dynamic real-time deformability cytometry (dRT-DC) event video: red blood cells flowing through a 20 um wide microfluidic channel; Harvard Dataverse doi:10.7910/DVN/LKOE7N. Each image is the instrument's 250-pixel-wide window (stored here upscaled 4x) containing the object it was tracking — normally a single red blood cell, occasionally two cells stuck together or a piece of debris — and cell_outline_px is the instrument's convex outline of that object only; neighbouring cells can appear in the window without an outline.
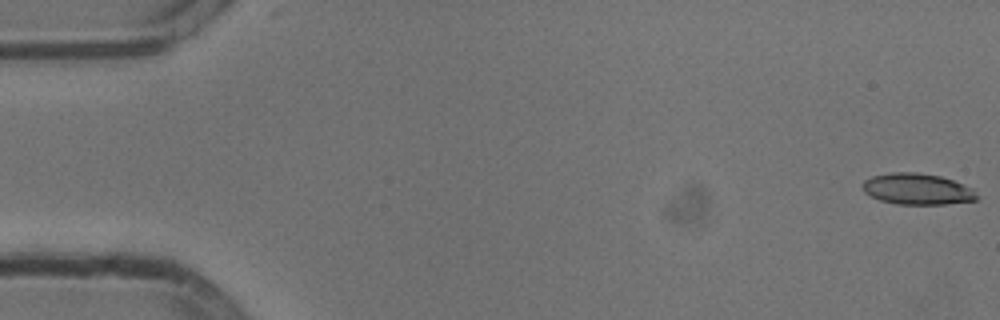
{"species": "common noctule bat (a hibernating species)", "species_latin": "Nyctalus noctula", "temperature_condition": "cold", "stored_images_in_passage": 54, "camera_frame_rate_fps": 3000, "um_per_image_px": 0.085, "animal": {"sex": "male", "body_mass_g": 13.3}, "frame": {"image": 1, "passage_image": 1, "time_ms": 0.0, "image_size_px": [1000, 320], "cell_outline_px": [[976, 200], [948, 204], [896, 204], [880, 200], [864, 192], [864, 180], [872, 176], [892, 172], [916, 172], [940, 176], [952, 180], [972, 188], [976, 196]], "centroid_in_image_um": [77.95, 16.07], "position_along_channel_um": 7.0, "area_um2": 20.52}}
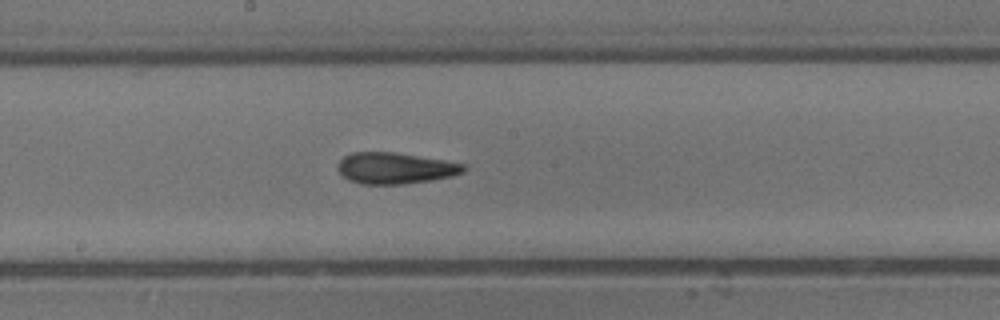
{"frame": {"image": 2, "passage_image": 29, "time_ms": 9.333, "image_size_px": [1000, 320], "cell_outline_px": [[468, 168], [464, 172], [452, 176], [432, 180], [404, 184], [360, 184], [348, 180], [336, 168], [340, 160], [344, 156], [352, 152], [392, 152], [444, 160], [464, 164]], "centroid_in_image_um": [33.59, 14.3], "position_along_channel_um": 214.6, "area_um2": 22.95}}
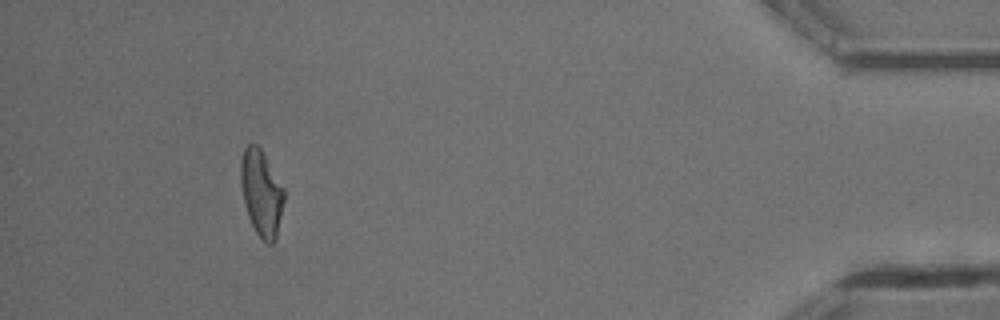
{"frame": {"image": 3, "passage_image": 50, "time_ms": 16.333, "image_size_px": [1000, 320], "cell_outline_px": [[284, 200], [276, 240], [272, 244], [268, 244], [256, 232], [248, 216], [244, 204], [240, 184], [240, 160], [244, 148], [248, 144], [256, 144], [260, 148], [284, 188]], "centroid_in_image_um": [22.2, 16.4], "position_along_channel_um": 413.0, "area_um2": 21.68}, "authors_computed_cell_mechanics": {"area_um2": 22.1374, "velocity_mm_per_s": 3.799, "shape_relaxation_time_tau1_ms": 4.9216, "shape_relaxation_time_tau2_ms": 3.3848, "deformation_change_tau1": 0.1888, "deformation_change_tau2": 0.1338}}